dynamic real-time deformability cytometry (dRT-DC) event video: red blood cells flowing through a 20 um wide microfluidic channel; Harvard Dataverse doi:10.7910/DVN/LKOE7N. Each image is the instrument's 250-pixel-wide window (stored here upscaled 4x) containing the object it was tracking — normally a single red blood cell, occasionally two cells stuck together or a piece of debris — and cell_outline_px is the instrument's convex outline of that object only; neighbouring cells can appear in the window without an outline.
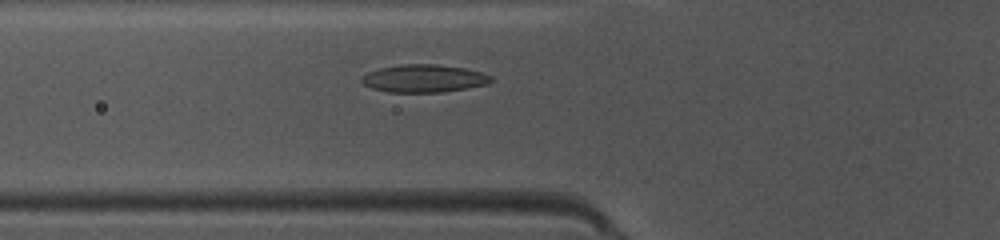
{"species": "common noctule bat (a hibernating species)", "species_latin": "Nyctalus noctula", "temperature_condition": "warm", "stored_images_in_passage": 27, "camera_frame_rate_fps": 3000, "um_per_image_px": 0.085, "animal": {"sex": "female", "body_mass_g": 10.0, "forearm_length_mm": 53.1}, "frame": {"image": 1, "passage_image": 2, "time_ms": 0.333, "image_size_px": [1000, 240], "cell_outline_px": [[496, 80], [488, 84], [468, 88], [440, 92], [388, 92], [372, 88], [364, 84], [360, 80], [360, 76], [368, 72], [380, 68], [400, 64], [436, 64], [464, 68], [480, 72], [492, 76]], "centroid_in_image_um": [36.04, 6.67], "position_along_channel_um": 89.8, "area_um2": 21.04}}
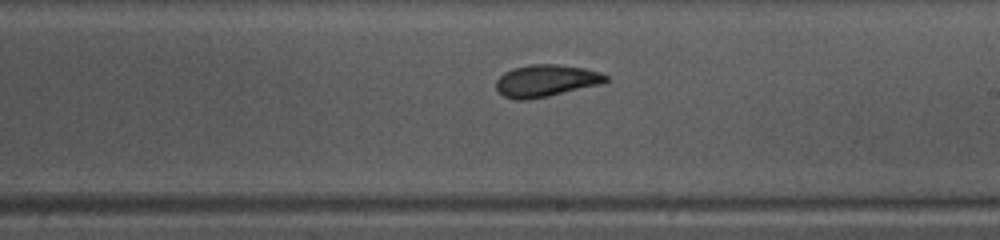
{"frame": {"image": 2, "passage_image": 13, "time_ms": 4.0, "image_size_px": [1000, 240], "cell_outline_px": [[608, 80], [604, 84], [548, 96], [528, 100], [516, 100], [504, 96], [496, 88], [496, 80], [504, 72], [512, 68], [532, 64], [556, 64], [584, 68], [600, 72], [608, 76]], "centroid_in_image_um": [46.43, 6.86], "position_along_channel_um": 242.6, "area_um2": 20.63}}
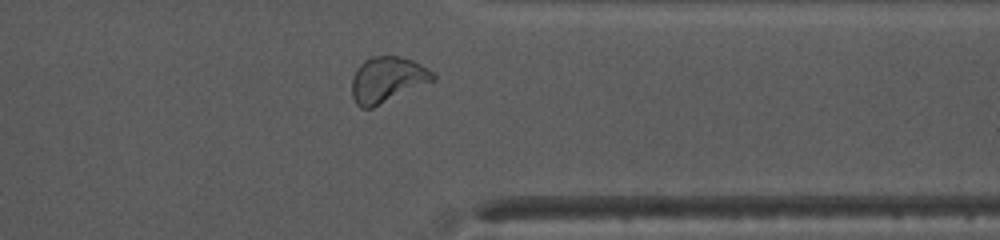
{"frame": {"image": 3, "passage_image": 23, "time_ms": 7.333, "image_size_px": [1000, 240], "cell_outline_px": [[436, 80], [372, 108], [360, 108], [356, 104], [352, 96], [352, 80], [356, 68], [364, 60], [372, 56], [400, 56], [412, 60], [428, 68], [436, 76]], "centroid_in_image_um": [32.92, 6.77], "position_along_channel_um": 378.5, "area_um2": 21.68}}